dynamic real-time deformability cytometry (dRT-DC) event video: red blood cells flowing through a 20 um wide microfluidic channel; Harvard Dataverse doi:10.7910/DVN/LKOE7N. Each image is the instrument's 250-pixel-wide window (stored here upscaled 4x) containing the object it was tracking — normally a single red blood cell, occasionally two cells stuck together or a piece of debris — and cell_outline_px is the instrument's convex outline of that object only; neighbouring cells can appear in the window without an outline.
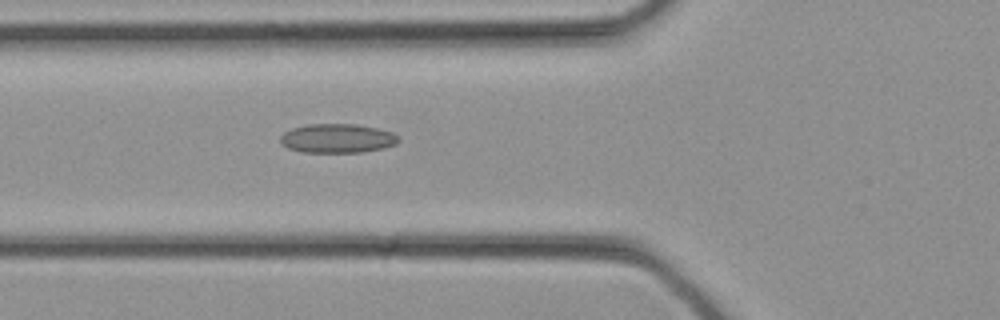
{"species": "common noctule bat (a hibernating species)", "species_latin": "Nyctalus noctula", "temperature_condition": "cold", "stored_images_in_passage": 23, "camera_frame_rate_fps": 3000, "um_per_image_px": 0.085, "animal": {"sex": "female", "body_mass_g": 21.9}, "frame": {"image": 1, "passage_image": 2, "time_ms": 0.333, "image_size_px": [1000, 320], "cell_outline_px": [[400, 140], [396, 144], [384, 148], [360, 152], [304, 152], [288, 148], [280, 144], [280, 136], [284, 132], [292, 128], [308, 124], [356, 124], [376, 128], [392, 132]], "centroid_in_image_um": [28.65, 11.76], "position_along_channel_um": 97.2, "area_um2": 20.0}}
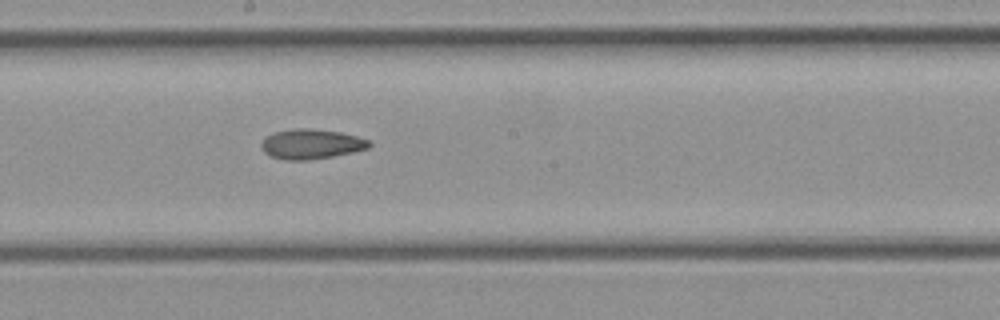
{"frame": {"image": 2, "passage_image": 8, "time_ms": 2.333, "image_size_px": [1000, 320], "cell_outline_px": [[372, 144], [368, 148], [352, 152], [332, 156], [308, 160], [284, 160], [272, 156], [264, 152], [260, 148], [260, 144], [268, 136], [276, 132], [292, 128], [308, 128], [340, 132], [356, 136], [368, 140]], "centroid_in_image_um": [26.44, 12.24], "position_along_channel_um": 221.8, "area_um2": 18.61}}
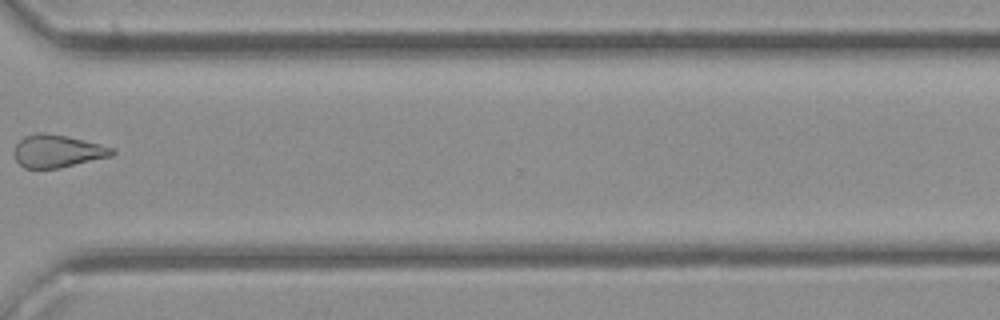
{"frame": {"image": 3, "passage_image": 15, "time_ms": 4.667, "image_size_px": [1000, 320], "cell_outline_px": [[116, 152], [112, 156], [60, 168], [24, 168], [16, 160], [16, 144], [24, 136], [36, 132], [44, 132], [68, 136], [116, 148]], "centroid_in_image_um": [4.93, 12.83], "position_along_channel_um": 365.7, "area_um2": 18.67}}